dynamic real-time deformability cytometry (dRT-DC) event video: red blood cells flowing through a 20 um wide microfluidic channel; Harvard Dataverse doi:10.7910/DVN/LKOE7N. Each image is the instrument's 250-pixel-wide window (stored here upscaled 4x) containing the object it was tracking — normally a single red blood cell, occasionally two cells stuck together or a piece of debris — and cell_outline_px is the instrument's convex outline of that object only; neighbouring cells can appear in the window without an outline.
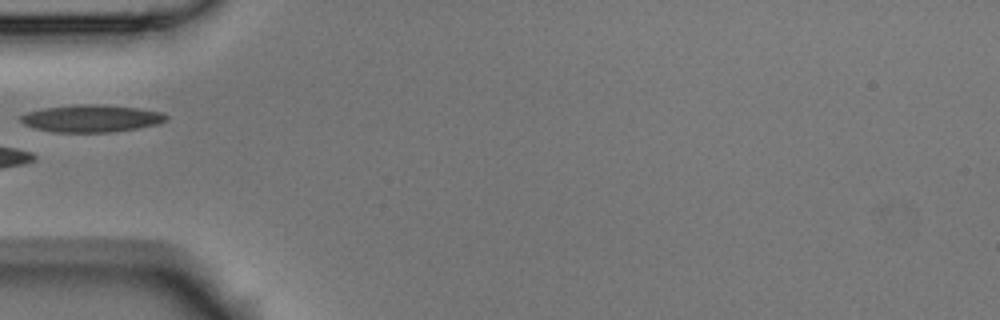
{"species": "Egyptian fruit bat (a non-hibernating species)", "species_latin": "Rousettus aegyptiacus", "temperature_condition": "room temperature", "stored_images_in_passage": 4, "camera_frame_rate_fps": 3000, "um_per_image_px": 0.085, "animal": {"sex": "male"}, "frame": {"image": 1, "passage_image": 4, "time_ms": 1.0, "image_size_px": [1000, 320], "cell_outline_px": [[168, 120], [156, 124], [136, 128], [108, 132], [56, 132], [36, 128], [24, 124], [20, 120], [20, 116], [28, 112], [44, 108], [76, 104], [96, 104], [140, 108], [160, 112], [168, 116]], "centroid_in_image_um": [7.77, 10.06], "position_along_channel_um": 77.2, "area_um2": 22.89}}